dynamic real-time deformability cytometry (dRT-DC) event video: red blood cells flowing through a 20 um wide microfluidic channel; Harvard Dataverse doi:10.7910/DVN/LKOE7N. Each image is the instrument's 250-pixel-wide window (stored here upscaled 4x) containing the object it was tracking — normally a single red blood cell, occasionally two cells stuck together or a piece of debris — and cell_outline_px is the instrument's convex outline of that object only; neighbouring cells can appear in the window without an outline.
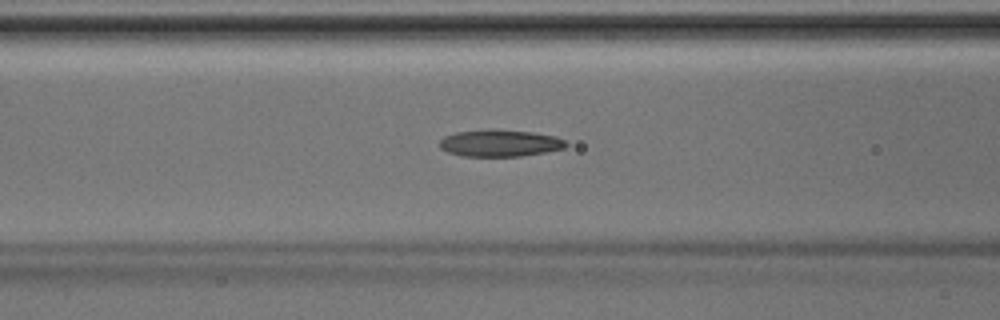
{"species": "Egyptian fruit bat (a non-hibernating species)", "species_latin": "Rousettus aegyptiacus", "temperature_condition": "room temperature", "stored_images_in_passage": 42, "camera_frame_rate_fps": 3000, "um_per_image_px": 0.085, "animal": {"sex": "male"}, "frame": {"image": 1, "passage_image": 15, "time_ms": 4.667, "image_size_px": [1000, 320], "cell_outline_px": [[568, 144], [564, 148], [544, 152], [520, 156], [460, 156], [448, 152], [440, 148], [440, 140], [444, 136], [456, 132], [492, 128], [532, 132], [556, 136], [564, 140]], "centroid_in_image_um": [42.47, 12.15], "position_along_channel_um": 124.1, "area_um2": 19.94}}
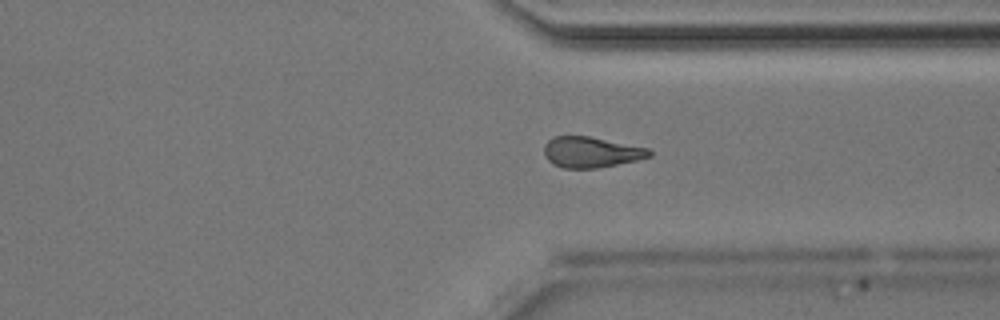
{"frame": {"image": 2, "passage_image": 31, "time_ms": 10.0, "image_size_px": [1000, 320], "cell_outline_px": [[652, 156], [636, 160], [596, 168], [564, 168], [552, 164], [544, 156], [544, 144], [552, 136], [588, 136], [648, 148], [652, 152]], "centroid_in_image_um": [50.2, 12.93], "position_along_channel_um": 361.2, "area_um2": 18.79}}
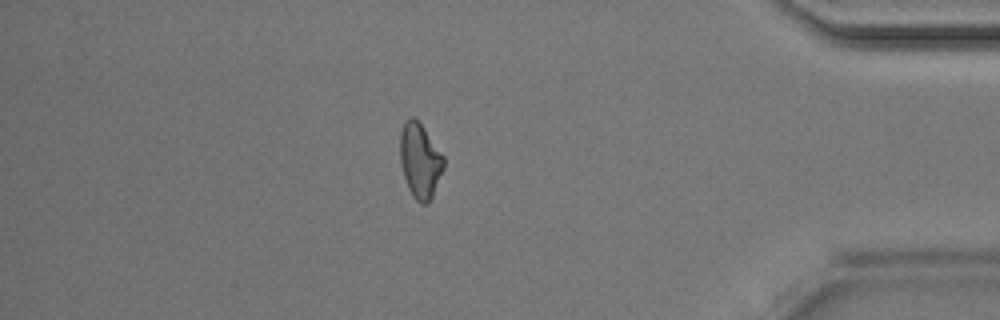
{"frame": {"image": 3, "passage_image": 36, "time_ms": 11.667, "image_size_px": [1000, 320], "cell_outline_px": [[444, 168], [432, 196], [428, 204], [420, 204], [412, 196], [408, 188], [400, 164], [400, 132], [404, 124], [412, 116], [424, 128], [444, 156]], "centroid_in_image_um": [35.7, 13.69], "position_along_channel_um": 399.5, "area_um2": 18.9}}